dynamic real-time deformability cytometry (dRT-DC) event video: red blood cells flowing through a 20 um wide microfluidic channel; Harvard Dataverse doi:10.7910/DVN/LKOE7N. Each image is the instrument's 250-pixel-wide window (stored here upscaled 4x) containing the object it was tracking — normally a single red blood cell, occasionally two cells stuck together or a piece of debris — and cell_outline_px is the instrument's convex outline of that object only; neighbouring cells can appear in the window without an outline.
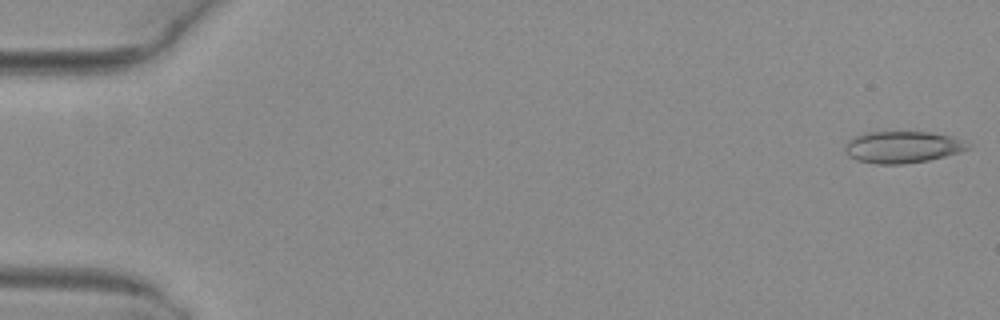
{"species": "common noctule bat (a hibernating species)", "species_latin": "Nyctalus noctula", "temperature_condition": "warm", "stored_images_in_passage": 3, "camera_frame_rate_fps": 3000, "um_per_image_px": 0.085, "animal": {"sex": "female", "body_mass_g": 29.2, "forearm_length_mm": 56.3}, "frame": {"image": 1, "passage_image": 1, "time_ms": 0.0, "image_size_px": [1000, 320], "cell_outline_px": [[972, 148], [960, 152], [928, 160], [904, 164], [876, 164], [856, 160], [848, 156], [844, 148], [848, 140], [856, 136], [868, 132], [928, 132], [952, 136], [964, 140], [972, 144]], "centroid_in_image_um": [76.75, 12.5], "position_along_channel_um": 8.3, "area_um2": 22.89}}